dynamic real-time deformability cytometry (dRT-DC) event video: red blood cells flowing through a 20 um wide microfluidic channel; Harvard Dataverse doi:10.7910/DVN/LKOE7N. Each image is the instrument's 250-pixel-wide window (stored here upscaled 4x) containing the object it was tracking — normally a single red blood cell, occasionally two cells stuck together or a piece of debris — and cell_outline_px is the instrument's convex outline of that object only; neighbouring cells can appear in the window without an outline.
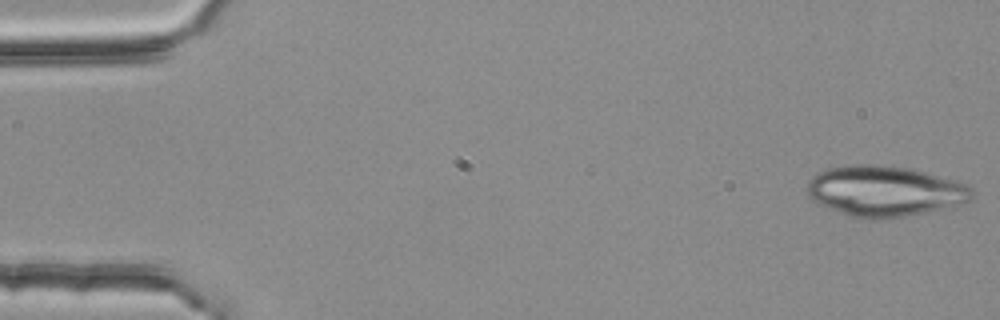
{"species": "common noctule bat (a hibernating species)", "species_latin": "Nyctalus noctula", "temperature_condition": "room temperature", "stored_images_in_passage": 54, "camera_frame_rate_fps": 3000, "um_per_image_px": 0.085, "animal": {"sex": "female", "body_mass_g": 25.1}, "frame": {"image": 1, "passage_image": 1, "time_ms": 0.0, "image_size_px": [1000, 320], "cell_outline_px": [[976, 192], [968, 200], [960, 204], [904, 216], [880, 220], [868, 220], [852, 216], [828, 208], [812, 200], [808, 196], [808, 180], [816, 172], [824, 168], [848, 164], [872, 164], [908, 168], [952, 180], [964, 184], [972, 188]], "centroid_in_image_um": [75.12, 16.24], "position_along_channel_um": 9.9, "area_um2": 48.38}}
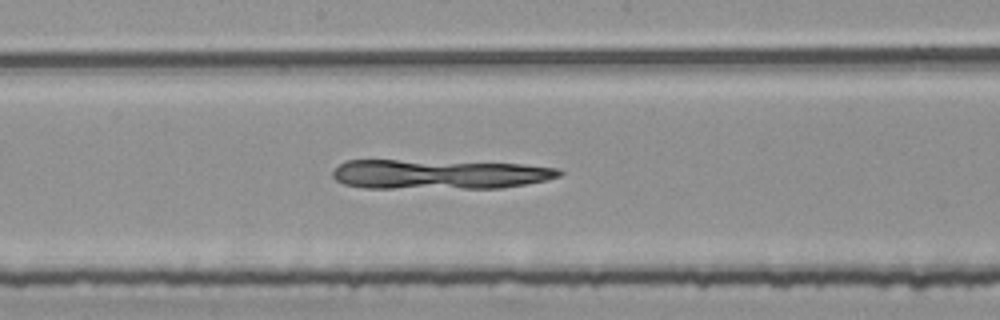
{"frame": {"image": 2, "passage_image": 28, "time_ms": 9.0, "image_size_px": [1000, 320], "cell_outline_px": [[564, 172], [560, 176], [548, 180], [500, 188], [364, 188], [344, 184], [336, 180], [332, 176], [332, 172], [344, 160], [396, 160], [524, 164], [560, 168]], "centroid_in_image_um": [37.34, 14.82], "position_along_channel_um": 210.9, "area_um2": 39.13}}
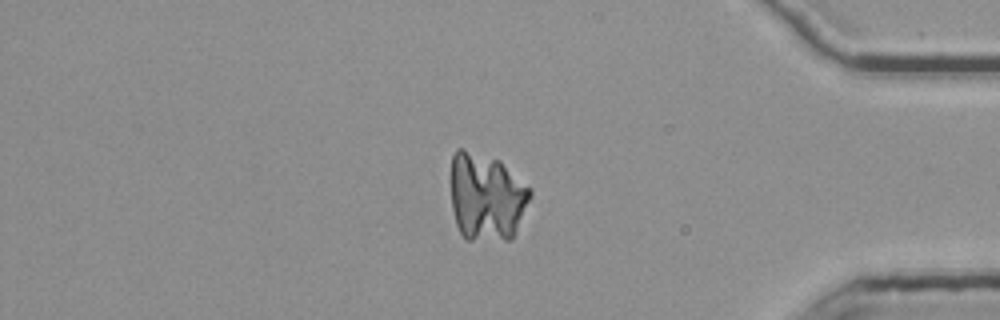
{"frame": {"image": 3, "passage_image": 45, "time_ms": 14.667, "image_size_px": [1000, 320], "cell_outline_px": [[532, 192], [512, 240], [464, 240], [456, 224], [452, 208], [452, 156], [456, 148], [464, 148], [500, 160], [532, 188]], "centroid_in_image_um": [41.35, 16.73], "position_along_channel_um": 393.8, "area_um2": 40.86}}